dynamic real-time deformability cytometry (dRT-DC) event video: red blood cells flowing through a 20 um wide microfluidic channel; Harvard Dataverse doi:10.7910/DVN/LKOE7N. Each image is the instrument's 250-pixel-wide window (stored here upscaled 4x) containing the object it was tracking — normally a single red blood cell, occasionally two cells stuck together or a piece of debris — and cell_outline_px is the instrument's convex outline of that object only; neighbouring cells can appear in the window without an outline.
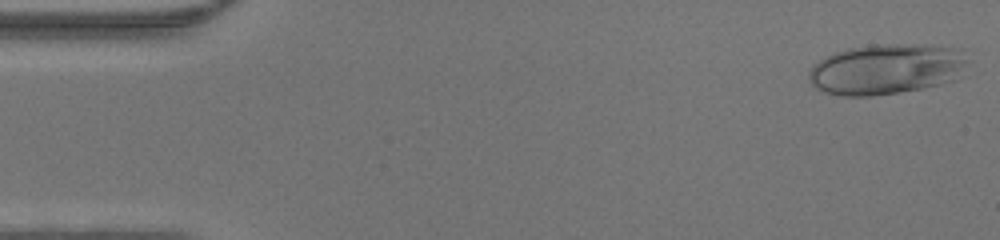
{"species": "human", "species_latin": "Homo sapiens", "temperature_condition": "warm", "stored_images_in_passage": 46, "camera_frame_rate_fps": 3000, "um_per_image_px": 0.085, "donor": {"sex": "male"}, "frame": {"image": 1, "passage_image": 1, "time_ms": 0.0, "image_size_px": [1000, 240], "cell_outline_px": [[968, 60], [956, 80], [940, 84], [920, 88], [872, 96], [840, 96], [824, 92], [816, 88], [808, 80], [808, 72], [812, 64], [836, 52], [848, 48], [872, 44], [912, 44], [960, 48]], "centroid_in_image_um": [75.31, 5.87], "position_along_channel_um": 9.7, "area_um2": 46.88}}
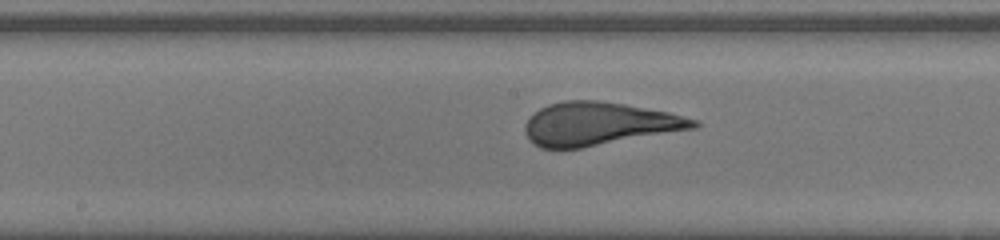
{"frame": {"image": 2, "passage_image": 23, "time_ms": 7.333, "image_size_px": [1000, 240], "cell_outline_px": [[700, 124], [696, 128], [580, 148], [540, 148], [524, 132], [524, 124], [528, 116], [540, 108], [548, 104], [564, 100], [600, 100], [624, 104], [668, 112], [696, 120]], "centroid_in_image_um": [50.87, 10.51], "position_along_channel_um": 197.3, "area_um2": 42.14}}
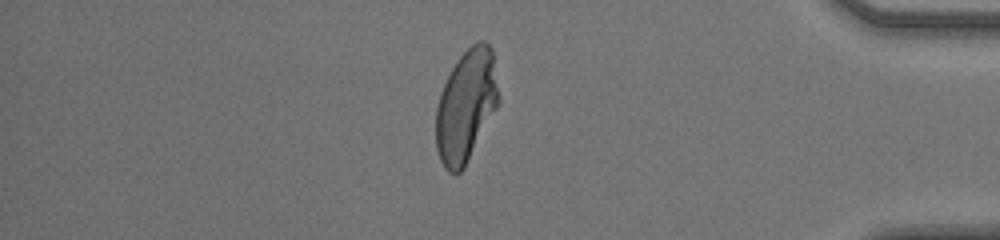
{"frame": {"image": 3, "passage_image": 39, "time_ms": 12.667, "image_size_px": [1000, 240], "cell_outline_px": [[500, 100], [496, 108], [464, 168], [460, 172], [448, 172], [444, 168], [440, 160], [436, 148], [436, 108], [440, 92], [452, 68], [460, 56], [476, 40], [484, 40], [492, 48]], "centroid_in_image_um": [39.61, 8.98], "position_along_channel_um": 395.6, "area_um2": 40.75}}